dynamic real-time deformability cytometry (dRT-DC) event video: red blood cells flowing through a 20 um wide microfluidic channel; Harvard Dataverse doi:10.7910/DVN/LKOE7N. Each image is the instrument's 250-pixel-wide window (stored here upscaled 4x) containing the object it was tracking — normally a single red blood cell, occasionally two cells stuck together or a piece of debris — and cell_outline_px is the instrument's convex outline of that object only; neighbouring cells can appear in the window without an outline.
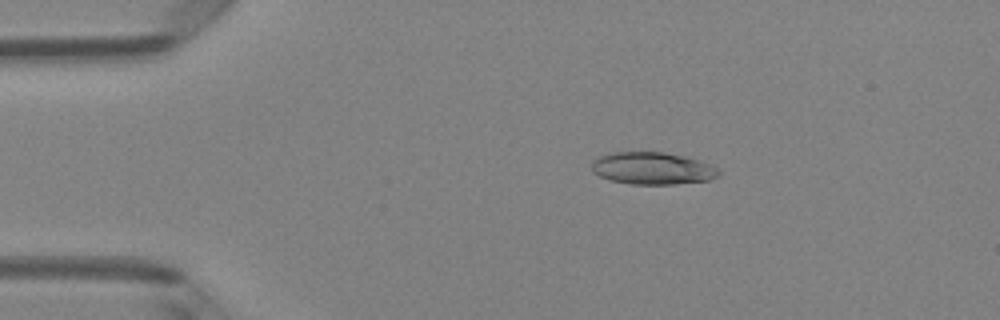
{"species": "Egyptian fruit bat (a non-hibernating species)", "species_latin": "Rousettus aegyptiacus", "temperature_condition": "room temperature", "stored_images_in_passage": 5, "camera_frame_rate_fps": 3000, "um_per_image_px": 0.085, "animal": {"sex": "female"}, "frame": {"image": 1, "passage_image": 3, "time_ms": 0.667, "image_size_px": [1000, 320], "cell_outline_px": [[720, 176], [708, 180], [676, 184], [632, 184], [612, 180], [600, 176], [592, 172], [592, 160], [596, 156], [608, 152], [664, 152], [684, 156], [700, 160], [720, 168]], "centroid_in_image_um": [55.46, 14.29], "position_along_channel_um": 29.5, "area_um2": 24.16}}
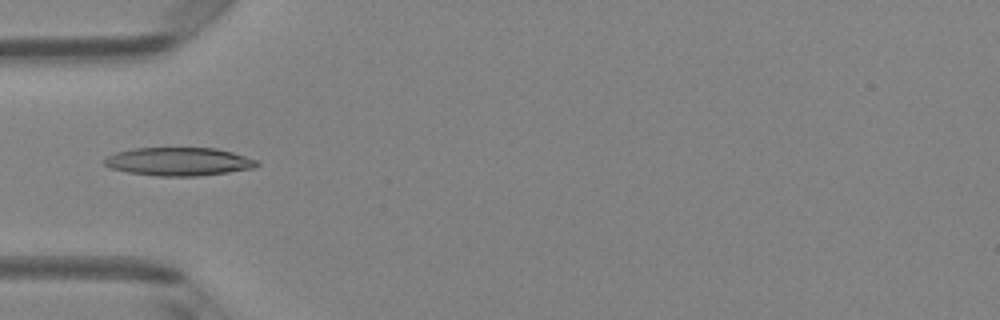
{"frame": {"image": 2, "passage_image": 5, "time_ms": 1.333, "image_size_px": [1000, 320], "cell_outline_px": [[260, 164], [252, 168], [228, 172], [196, 176], [156, 176], [128, 172], [112, 168], [104, 164], [104, 160], [108, 156], [116, 152], [132, 148], [216, 148], [232, 152], [256, 160]], "centroid_in_image_um": [15.18, 13.73], "position_along_channel_um": 69.8, "area_um2": 24.91}}